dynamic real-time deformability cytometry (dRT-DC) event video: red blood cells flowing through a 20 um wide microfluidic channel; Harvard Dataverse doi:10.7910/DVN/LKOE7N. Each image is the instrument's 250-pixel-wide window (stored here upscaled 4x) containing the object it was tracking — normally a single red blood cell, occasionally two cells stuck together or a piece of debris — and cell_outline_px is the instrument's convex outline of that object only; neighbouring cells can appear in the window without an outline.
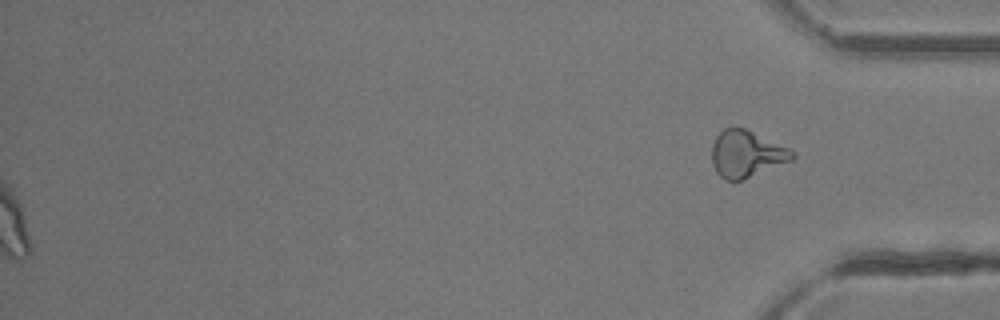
{"species": "common noctule bat (a hibernating species)", "species_latin": "Nyctalus noctula", "temperature_condition": "room temperature", "stored_images_in_passage": 51, "segment_of_instrument_passage": [2, 2], "camera_frame_rate_fps": 3000, "um_per_image_px": 0.085, "animal": {"sex": "female"}, "frame": {"image": 1, "passage_image": 51, "time_ms": 16.667, "image_size_px": [1000, 320], "cell_outline_px": [[796, 156], [792, 160], [740, 180], [724, 180], [716, 172], [712, 164], [712, 144], [716, 136], [724, 128], [744, 128], [792, 148], [796, 152]], "centroid_in_image_um": [63.47, 13.07], "position_along_channel_um": 371.7, "area_um2": 21.91}}